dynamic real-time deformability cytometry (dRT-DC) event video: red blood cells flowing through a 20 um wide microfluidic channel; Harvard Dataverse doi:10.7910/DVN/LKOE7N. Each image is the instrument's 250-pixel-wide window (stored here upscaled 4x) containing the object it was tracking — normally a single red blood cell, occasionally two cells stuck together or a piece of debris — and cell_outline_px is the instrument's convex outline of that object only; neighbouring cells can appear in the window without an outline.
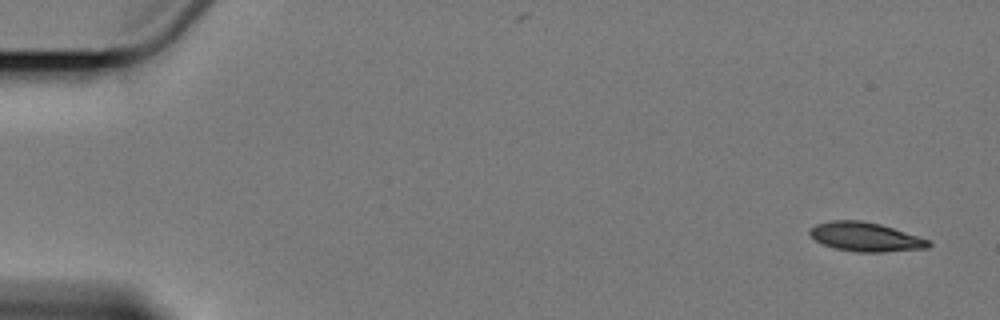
{"species": "Egyptian fruit bat (a non-hibernating species)", "species_latin": "Rousettus aegyptiacus", "temperature_condition": "cold", "stored_images_in_passage": 11, "camera_frame_rate_fps": 3000, "um_per_image_px": 0.085, "animal": {"sex": "female"}, "frame": {"image": 1, "passage_image": 1, "time_ms": 0.0, "image_size_px": [1000, 320], "cell_outline_px": [[932, 244], [928, 248], [884, 252], [856, 252], [836, 248], [824, 244], [816, 240], [808, 232], [816, 224], [832, 220], [860, 220], [880, 224], [932, 240]], "centroid_in_image_um": [73.62, 20.14], "position_along_channel_um": 11.4, "area_um2": 20.06}}
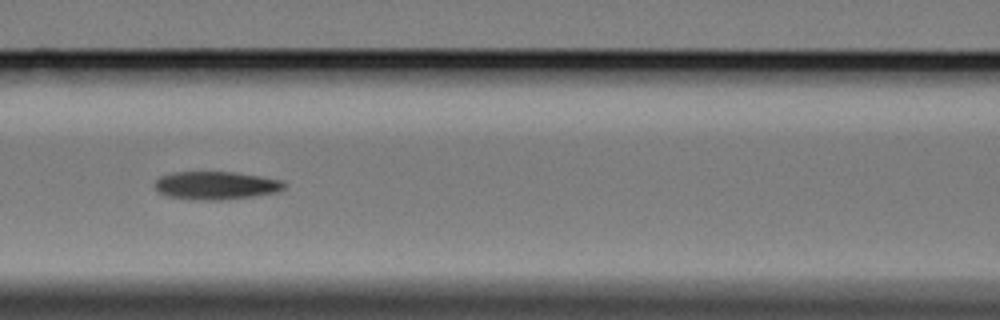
{"frame": {"image": 2, "passage_image": 7, "time_ms": 8.0, "image_size_px": [1000, 320], "cell_outline_px": [[288, 184], [280, 192], [252, 196], [220, 200], [200, 200], [168, 196], [160, 192], [156, 188], [156, 180], [160, 176], [172, 172], [232, 172], [284, 180]], "centroid_in_image_um": [18.41, 15.76], "position_along_channel_um": 148.2, "area_um2": 21.1}}
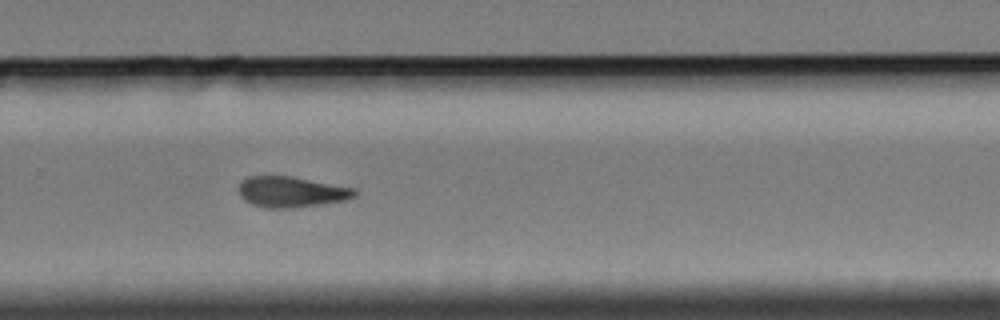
{"frame": {"image": 3, "passage_image": 11, "time_ms": 12.667, "image_size_px": [1000, 320], "cell_outline_px": [[360, 192], [356, 196], [344, 200], [296, 208], [268, 208], [252, 204], [244, 200], [240, 196], [240, 180], [248, 176], [292, 176], [356, 188]], "centroid_in_image_um": [24.79, 16.3], "position_along_channel_um": 305.0, "area_um2": 20.92}}